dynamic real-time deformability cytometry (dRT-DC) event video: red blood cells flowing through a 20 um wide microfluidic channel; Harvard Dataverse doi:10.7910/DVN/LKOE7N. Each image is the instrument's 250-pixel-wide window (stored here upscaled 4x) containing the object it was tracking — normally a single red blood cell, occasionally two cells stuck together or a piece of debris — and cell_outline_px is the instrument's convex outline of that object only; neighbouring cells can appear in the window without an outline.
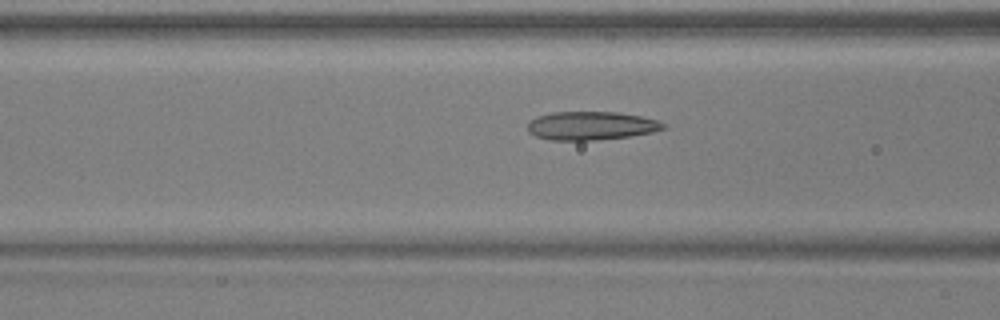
{"species": "common noctule bat (a hibernating species)", "species_latin": "Nyctalus noctula", "temperature_condition": "warm", "stored_images_in_passage": 52, "camera_frame_rate_fps": 3000, "um_per_image_px": 0.085, "animal": {"sex": "male", "body_mass_g": 17.9, "forearm_length_mm": 54.2}, "frame": {"image": 1, "passage_image": 21, "time_ms": 6.667, "image_size_px": [1000, 320], "cell_outline_px": [[668, 128], [652, 132], [628, 136], [596, 140], [552, 140], [536, 136], [528, 132], [528, 120], [536, 116], [552, 112], [616, 112], [640, 116], [656, 120], [664, 124]], "centroid_in_image_um": [50.21, 10.68], "position_along_channel_um": 116.4, "area_um2": 22.48}}
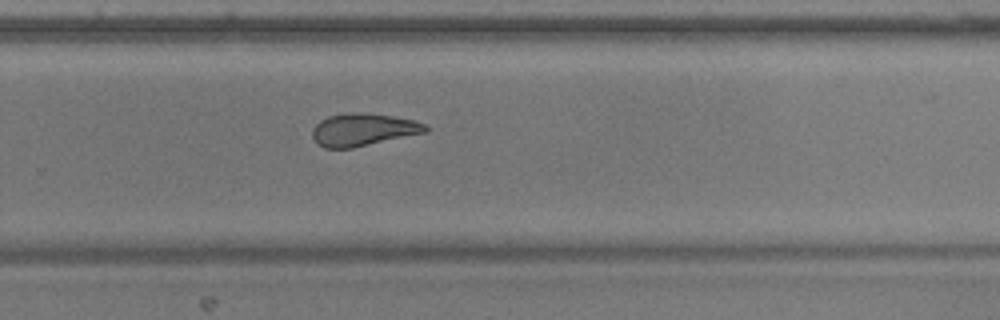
{"frame": {"image": 2, "passage_image": 35, "time_ms": 11.333, "image_size_px": [1000, 320], "cell_outline_px": [[428, 132], [352, 148], [324, 148], [316, 144], [312, 136], [312, 128], [320, 120], [328, 116], [352, 112], [368, 112], [416, 120], [424, 124], [428, 128]], "centroid_in_image_um": [30.85, 11.02], "position_along_channel_um": 298.9, "area_um2": 21.68}}
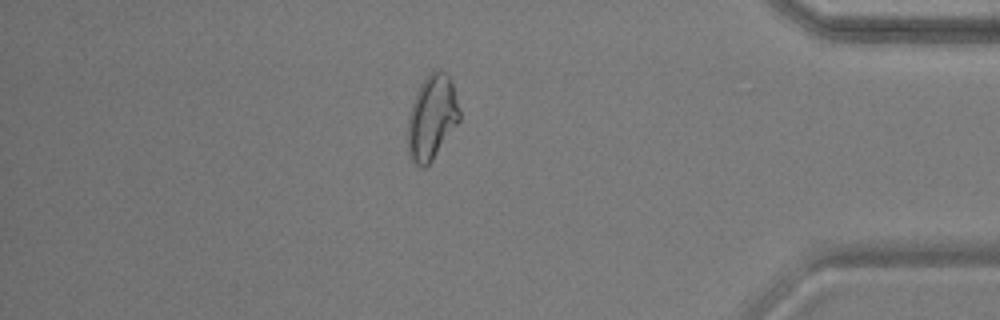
{"frame": {"image": 3, "passage_image": 45, "time_ms": 14.667, "image_size_px": [1000, 320], "cell_outline_px": [[460, 120], [432, 160], [424, 168], [420, 168], [408, 156], [408, 116], [416, 92], [420, 84], [428, 72], [432, 68], [440, 68], [448, 72], [452, 80], [460, 108]], "centroid_in_image_um": [36.72, 9.9], "position_along_channel_um": 398.5, "area_um2": 26.01}, "authors_computed_cell_mechanics": {"area_um2": 23.2934, "velocity_mm_per_s": 3.9163, "shape_relaxation_time_tau1_ms": 6.0114, "shape_relaxation_time_tau2_ms": 1.6733, "deformation_change_tau1": 0.2135, "deformation_change_tau2": 0.1025}}